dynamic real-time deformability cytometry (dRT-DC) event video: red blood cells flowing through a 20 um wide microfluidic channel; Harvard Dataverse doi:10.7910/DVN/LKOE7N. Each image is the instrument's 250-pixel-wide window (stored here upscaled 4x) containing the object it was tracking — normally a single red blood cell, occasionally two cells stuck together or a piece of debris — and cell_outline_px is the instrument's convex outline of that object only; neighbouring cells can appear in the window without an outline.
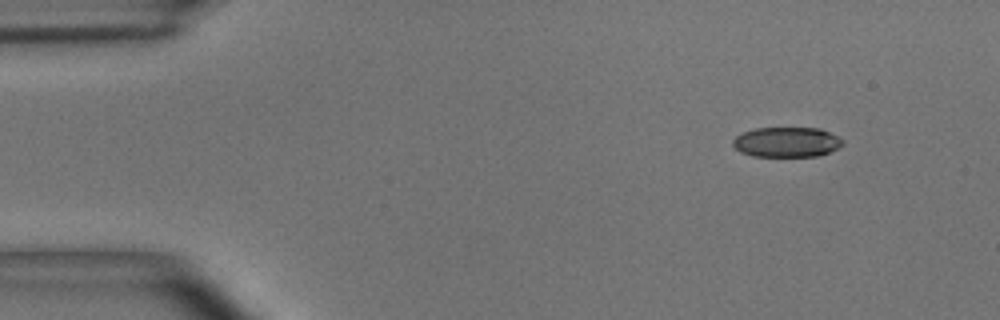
{"species": "common noctule bat (a hibernating species)", "species_latin": "Nyctalus noctula", "temperature_condition": "room temperature", "stored_images_in_passage": 10, "camera_frame_rate_fps": 3000, "um_per_image_px": 0.085, "animal": {"sex": "male", "body_mass_g": 15.6}, "frame": {"image": 1, "passage_image": 1, "time_ms": 0.0, "image_size_px": [1000, 320], "cell_outline_px": [[844, 144], [820, 156], [752, 156], [740, 152], [732, 144], [732, 140], [736, 136], [744, 132], [756, 128], [820, 128], [844, 140]], "centroid_in_image_um": [66.85, 12.08], "position_along_channel_um": 18.1, "area_um2": 19.13}}
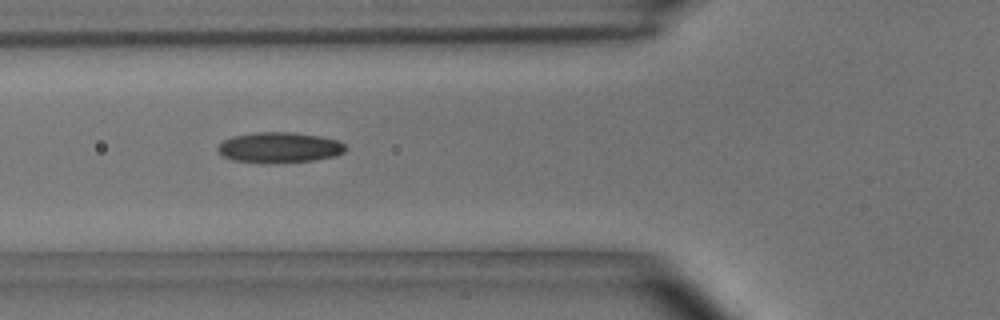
{"frame": {"image": 2, "passage_image": 5, "time_ms": 1.333, "image_size_px": [1000, 320], "cell_outline_px": [[348, 148], [344, 152], [332, 156], [316, 160], [264, 164], [232, 160], [224, 156], [216, 148], [224, 140], [232, 136], [256, 132], [296, 132], [324, 136], [340, 140]], "centroid_in_image_um": [23.78, 12.53], "position_along_channel_um": 102.0, "area_um2": 23.12}}